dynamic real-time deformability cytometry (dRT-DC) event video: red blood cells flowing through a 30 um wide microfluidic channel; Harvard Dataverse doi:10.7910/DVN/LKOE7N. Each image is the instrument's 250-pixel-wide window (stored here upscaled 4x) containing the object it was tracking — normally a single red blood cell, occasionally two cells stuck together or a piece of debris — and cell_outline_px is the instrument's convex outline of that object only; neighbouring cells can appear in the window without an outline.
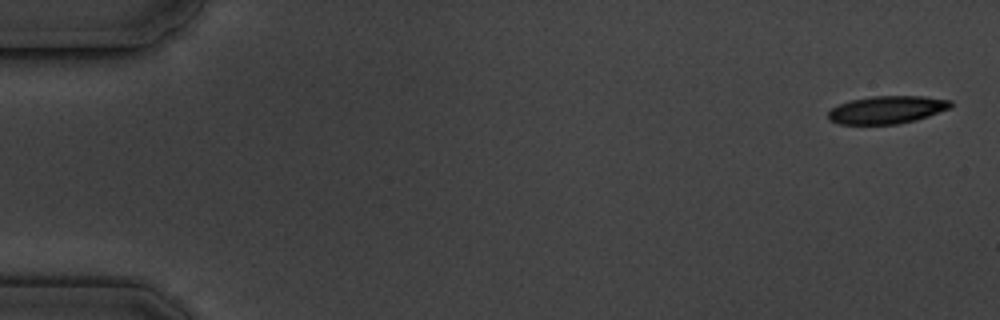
{"species": "common noctule bat (a hibernating species)", "species_latin": "Nyctalus noctula", "temperature_condition": "cold", "stored_images_in_passage": 7, "camera_frame_rate_fps": 3000, "um_per_image_px": 0.085, "animal": {"sex": "male", "body_mass_g": 19.5, "forearm_length_mm": 54.6}, "frame": {"image": 1, "passage_image": 1, "time_ms": 0.0, "image_size_px": [1000, 320], "cell_outline_px": [[952, 108], [916, 120], [896, 124], [840, 124], [828, 120], [828, 112], [832, 108], [840, 104], [852, 100], [872, 96], [924, 96], [952, 100]], "centroid_in_image_um": [75.42, 9.33], "position_along_channel_um": 9.6, "area_um2": 19.83}}
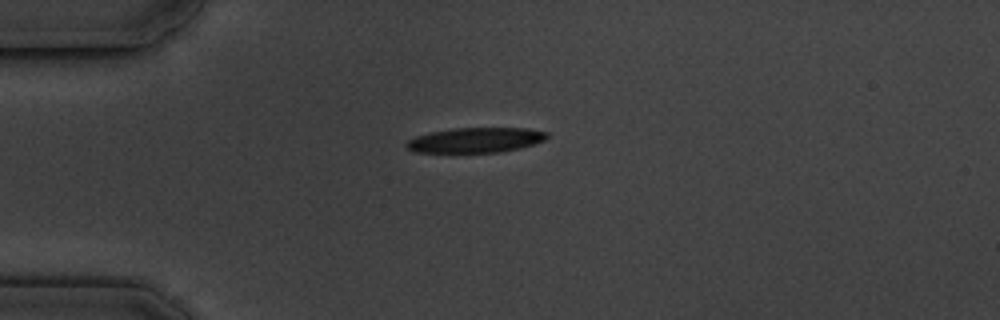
{"frame": {"image": 2, "passage_image": 4, "time_ms": 4.333, "image_size_px": [1000, 320], "cell_outline_px": [[548, 136], [544, 140], [520, 148], [500, 152], [416, 152], [404, 148], [404, 144], [408, 140], [416, 136], [432, 132], [456, 128], [528, 128], [548, 132]], "centroid_in_image_um": [40.41, 11.91], "position_along_channel_um": 44.6, "area_um2": 20.4}}